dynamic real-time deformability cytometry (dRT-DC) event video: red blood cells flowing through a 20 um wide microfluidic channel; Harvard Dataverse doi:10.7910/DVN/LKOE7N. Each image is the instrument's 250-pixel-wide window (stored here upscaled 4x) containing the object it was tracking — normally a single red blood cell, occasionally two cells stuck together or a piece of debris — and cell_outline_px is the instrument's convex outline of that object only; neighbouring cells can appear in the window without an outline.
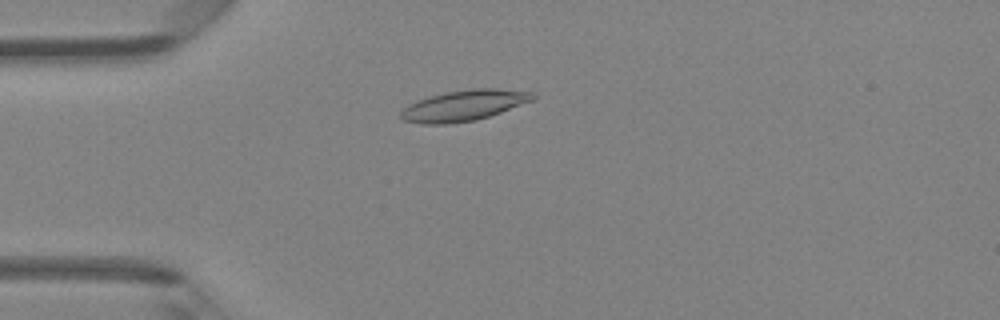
{"species": "Egyptian fruit bat (a non-hibernating species)", "species_latin": "Rousettus aegyptiacus", "temperature_condition": "room temperature", "stored_images_in_passage": 47, "camera_frame_rate_fps": 3000, "um_per_image_px": 0.085, "animal": {"sex": "female"}, "frame": {"image": 1, "passage_image": 12, "time_ms": 3.667, "image_size_px": [1000, 320], "cell_outline_px": [[536, 96], [532, 100], [500, 112], [476, 120], [448, 124], [420, 124], [404, 120], [400, 116], [400, 112], [408, 104], [416, 100], [428, 96], [444, 92], [472, 88], [496, 88], [536, 92]], "centroid_in_image_um": [39.41, 8.95], "position_along_channel_um": 45.6, "area_um2": 23.76}}
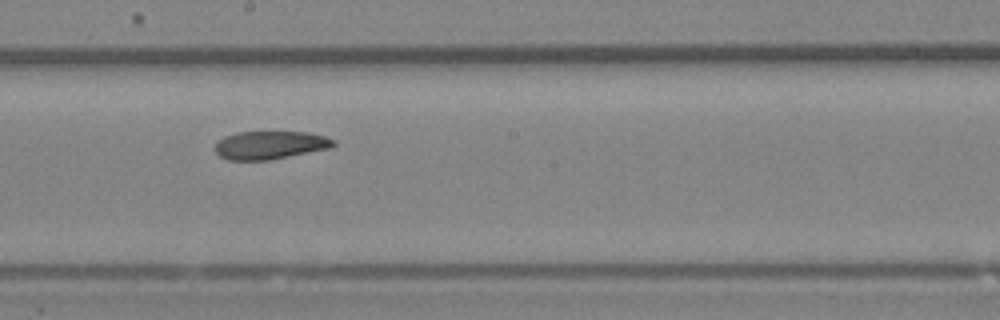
{"frame": {"image": 2, "passage_image": 26, "time_ms": 8.333, "image_size_px": [1000, 320], "cell_outline_px": [[336, 144], [332, 148], [268, 160], [228, 160], [220, 156], [212, 148], [216, 140], [224, 136], [236, 132], [308, 132], [324, 136], [336, 140]], "centroid_in_image_um": [22.92, 12.33], "position_along_channel_um": 225.3, "area_um2": 19.71}}
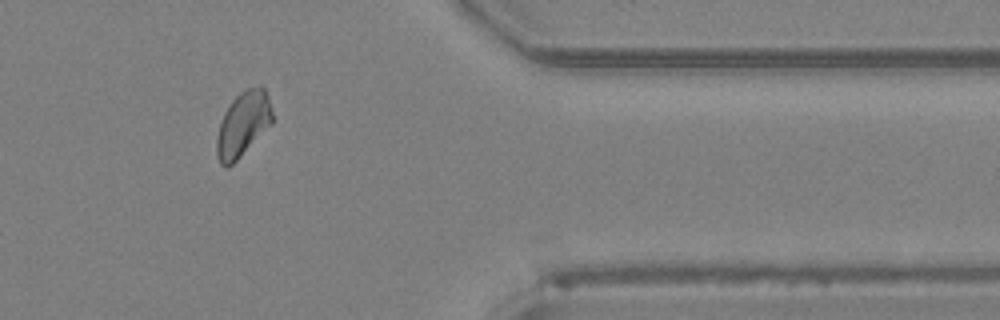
{"frame": {"image": 3, "passage_image": 39, "time_ms": 12.667, "image_size_px": [1000, 320], "cell_outline_px": [[272, 124], [228, 168], [224, 168], [220, 164], [216, 156], [216, 140], [220, 124], [224, 112], [232, 100], [244, 88], [260, 84], [264, 88], [268, 96], [272, 112]], "centroid_in_image_um": [20.65, 10.53], "position_along_channel_um": 390.8, "area_um2": 21.1}, "authors_computed_cell_mechanics": {"area_um2": 21.1548, "velocity_mm_per_s": 4.2672, "shape_relaxation_time_tau1_ms": null, "shape_relaxation_time_tau2_ms": 4.9541, "deformation_change_tau1": null, "deformation_change_tau2": 0.1015}}